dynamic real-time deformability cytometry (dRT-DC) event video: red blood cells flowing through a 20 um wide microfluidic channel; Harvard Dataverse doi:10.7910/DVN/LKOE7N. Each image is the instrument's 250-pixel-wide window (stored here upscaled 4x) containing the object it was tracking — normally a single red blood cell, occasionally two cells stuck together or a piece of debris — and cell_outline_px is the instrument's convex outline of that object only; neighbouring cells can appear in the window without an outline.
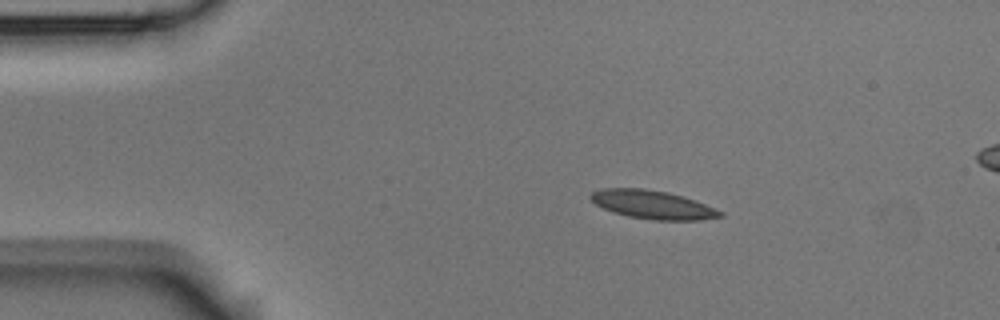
{"species": "Egyptian fruit bat (a non-hibernating species)", "species_latin": "Rousettus aegyptiacus", "temperature_condition": "room temperature", "stored_images_in_passage": 4, "segment_of_instrument_passage": [1, 2], "camera_frame_rate_fps": 3000, "um_per_image_px": 0.085, "animal": {"sex": "male"}, "frame": {"image": 1, "passage_image": 2, "time_ms": 0.333, "image_size_px": [1000, 320], "cell_outline_px": [[724, 216], [700, 220], [652, 220], [628, 216], [604, 208], [596, 204], [588, 196], [592, 192], [600, 188], [644, 188], [668, 192], [716, 208], [724, 212]], "centroid_in_image_um": [55.47, 17.39], "position_along_channel_um": 29.5, "area_um2": 21.33}}